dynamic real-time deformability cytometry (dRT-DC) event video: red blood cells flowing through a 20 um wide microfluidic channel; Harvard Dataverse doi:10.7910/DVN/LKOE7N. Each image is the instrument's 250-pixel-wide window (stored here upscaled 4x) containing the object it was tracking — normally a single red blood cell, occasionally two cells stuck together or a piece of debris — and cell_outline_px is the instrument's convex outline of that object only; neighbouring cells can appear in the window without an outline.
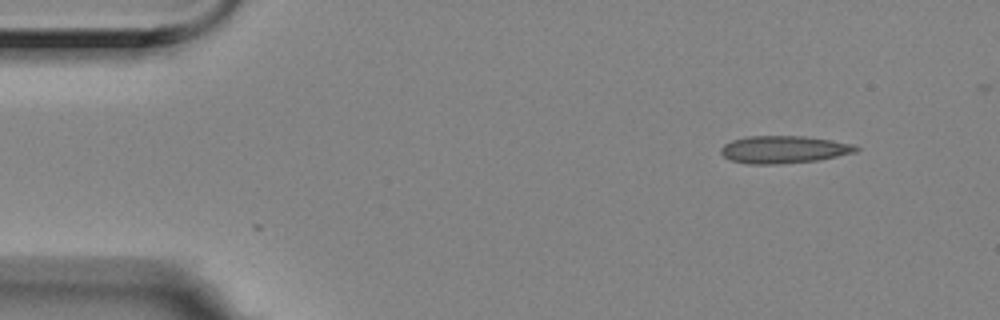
{"species": "Egyptian fruit bat (a non-hibernating species)", "species_latin": "Rousettus aegyptiacus", "temperature_condition": "room temperature", "stored_images_in_passage": 2, "camera_frame_rate_fps": 3000, "um_per_image_px": 0.085, "animal": {"sex": "female"}, "frame": {"image": 1, "passage_image": 2, "time_ms": 0.333, "image_size_px": [1000, 320], "cell_outline_px": [[860, 148], [856, 152], [816, 160], [780, 164], [748, 164], [732, 160], [724, 156], [720, 152], [720, 148], [724, 144], [732, 140], [748, 136], [804, 136], [832, 140], [852, 144]], "centroid_in_image_um": [66.6, 12.7], "position_along_channel_um": 18.4, "area_um2": 21.5}}